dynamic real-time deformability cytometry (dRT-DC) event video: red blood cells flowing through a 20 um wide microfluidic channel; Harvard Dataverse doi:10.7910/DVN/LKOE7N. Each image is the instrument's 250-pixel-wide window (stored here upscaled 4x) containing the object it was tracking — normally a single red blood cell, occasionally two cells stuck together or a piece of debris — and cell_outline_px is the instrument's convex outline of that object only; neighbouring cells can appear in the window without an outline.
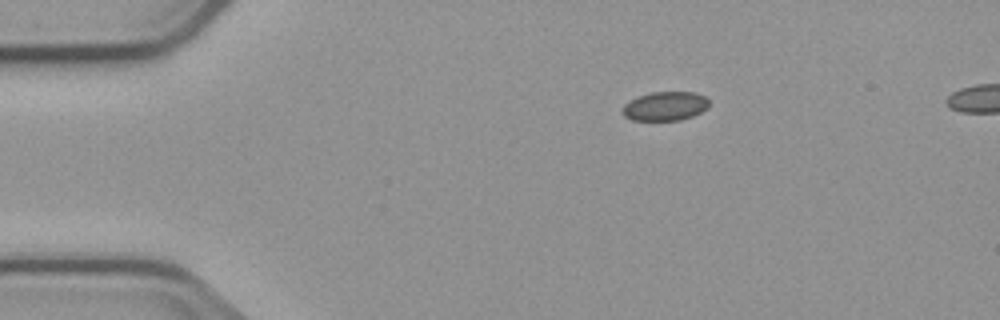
{"species": "common noctule bat (a hibernating species)", "species_latin": "Nyctalus noctula", "temperature_condition": "cold", "stored_images_in_passage": 6, "camera_frame_rate_fps": 3000, "um_per_image_px": 0.085, "animal": {"sex": "male", "body_mass_g": 23.1, "forearm_length_mm": 52.7}, "frame": {"image": 1, "passage_image": 1, "time_ms": 0.0, "image_size_px": [1000, 320], "cell_outline_px": [[708, 108], [692, 116], [680, 120], [632, 120], [624, 116], [620, 112], [624, 104], [636, 96], [652, 92], [696, 92], [704, 96], [708, 100]], "centroid_in_image_um": [56.5, 9.02], "position_along_channel_um": 28.5, "area_um2": 14.74}}
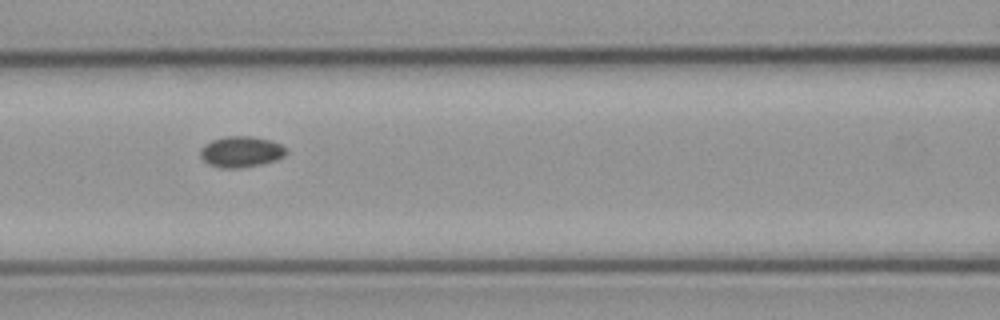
{"frame": {"image": 2, "passage_image": 5, "time_ms": 4.667, "image_size_px": [1000, 320], "cell_outline_px": [[288, 152], [284, 156], [276, 160], [260, 164], [236, 168], [220, 168], [208, 164], [200, 156], [200, 148], [204, 144], [212, 140], [224, 136], [252, 136], [272, 140], [288, 148]], "centroid_in_image_um": [20.5, 12.88], "position_along_channel_um": 146.1, "area_um2": 15.66}}
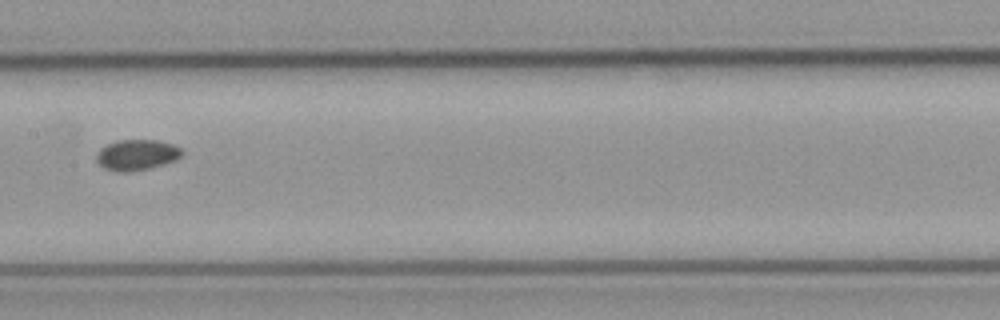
{"frame": {"image": 3, "passage_image": 6, "time_ms": 6.0, "image_size_px": [1000, 320], "cell_outline_px": [[184, 152], [176, 160], [164, 164], [132, 172], [116, 172], [104, 168], [96, 160], [96, 156], [100, 148], [116, 140], [156, 140], [172, 144], [180, 148]], "centroid_in_image_um": [11.61, 13.17], "position_along_channel_um": 195.8, "area_um2": 15.32}}